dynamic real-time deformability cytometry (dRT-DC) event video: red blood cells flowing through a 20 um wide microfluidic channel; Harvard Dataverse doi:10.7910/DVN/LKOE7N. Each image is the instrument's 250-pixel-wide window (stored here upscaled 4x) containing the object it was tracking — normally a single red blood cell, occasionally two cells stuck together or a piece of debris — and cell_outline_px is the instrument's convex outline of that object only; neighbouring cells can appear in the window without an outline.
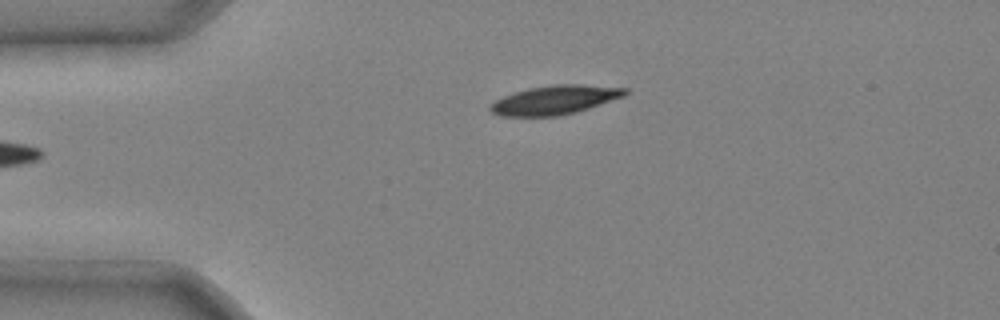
{"species": "common noctule bat (a hibernating species)", "species_latin": "Nyctalus noctula", "temperature_condition": "cold", "stored_images_in_passage": 4, "camera_frame_rate_fps": 3000, "um_per_image_px": 0.085, "animal": {"sex": "male", "body_mass_g": 20.4}, "frame": {"image": 1, "passage_image": 4, "time_ms": 1.0, "image_size_px": [1000, 320], "cell_outline_px": [[628, 92], [624, 96], [576, 112], [556, 116], [500, 116], [492, 112], [488, 108], [496, 100], [504, 96], [528, 88], [552, 84], [580, 84], [628, 88]], "centroid_in_image_um": [47.17, 8.49], "position_along_channel_um": 37.8, "area_um2": 22.6}}